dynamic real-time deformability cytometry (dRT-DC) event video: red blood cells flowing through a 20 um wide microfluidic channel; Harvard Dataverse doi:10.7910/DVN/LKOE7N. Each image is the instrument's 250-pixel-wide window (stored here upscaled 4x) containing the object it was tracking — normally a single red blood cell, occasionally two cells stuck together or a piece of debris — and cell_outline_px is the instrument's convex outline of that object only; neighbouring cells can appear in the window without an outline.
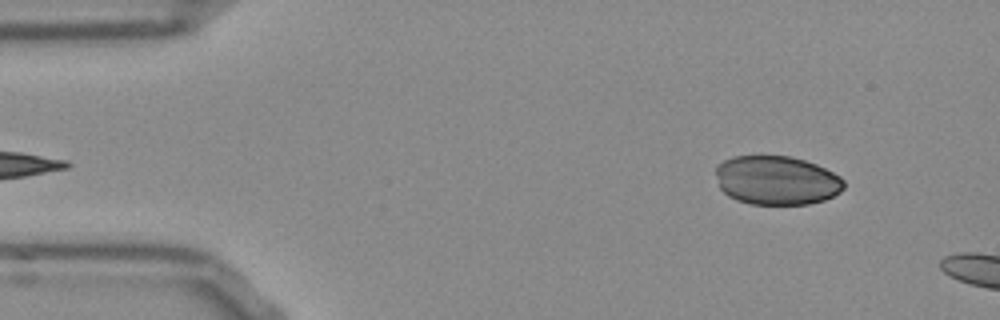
{"species": "Egyptian fruit bat (a non-hibernating species)", "species_latin": "Rousettus aegyptiacus", "temperature_condition": "room temperature", "stored_images_in_passage": 8, "camera_frame_rate_fps": 3000, "um_per_image_px": 0.085, "frame": {"image": 1, "passage_image": 1, "time_ms": 0.0, "image_size_px": [1000, 320], "cell_outline_px": [[844, 188], [840, 192], [824, 200], [808, 204], [752, 204], [736, 200], [728, 196], [720, 188], [716, 176], [716, 168], [724, 160], [732, 156], [792, 156], [816, 164], [840, 176], [844, 180]], "centroid_in_image_um": [66.01, 15.33], "position_along_channel_um": 19.0, "area_um2": 36.59}}